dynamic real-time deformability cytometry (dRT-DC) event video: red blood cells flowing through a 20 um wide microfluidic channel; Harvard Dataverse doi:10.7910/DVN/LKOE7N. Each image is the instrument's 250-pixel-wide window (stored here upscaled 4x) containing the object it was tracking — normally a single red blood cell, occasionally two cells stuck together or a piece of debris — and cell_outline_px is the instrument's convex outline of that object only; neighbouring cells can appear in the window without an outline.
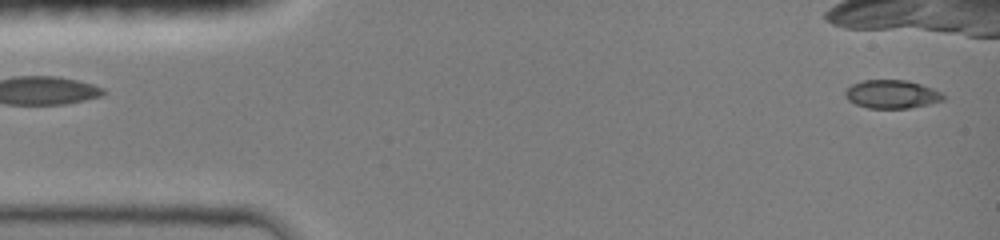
{"species": "common noctule bat (a hibernating species)", "species_latin": "Nyctalus noctula", "temperature_condition": "room temperature", "stored_images_in_passage": 5, "segment_of_instrument_passage": [2, 2], "camera_frame_rate_fps": 3000, "um_per_image_px": 0.085, "animal": {"sex": "female", "body_mass_g": 19.0, "forearm_length_mm": 51.5}, "frame": {"image": 1, "passage_image": 5, "time_ms": 2.333, "image_size_px": [1000, 240], "cell_outline_px": [[944, 100], [928, 104], [908, 108], [868, 108], [856, 104], [848, 100], [844, 96], [844, 92], [852, 84], [864, 80], [904, 80], [920, 84], [932, 88], [940, 92], [944, 96]], "centroid_in_image_um": [75.78, 8.01], "position_along_channel_um": 9.2, "area_um2": 16.07}}